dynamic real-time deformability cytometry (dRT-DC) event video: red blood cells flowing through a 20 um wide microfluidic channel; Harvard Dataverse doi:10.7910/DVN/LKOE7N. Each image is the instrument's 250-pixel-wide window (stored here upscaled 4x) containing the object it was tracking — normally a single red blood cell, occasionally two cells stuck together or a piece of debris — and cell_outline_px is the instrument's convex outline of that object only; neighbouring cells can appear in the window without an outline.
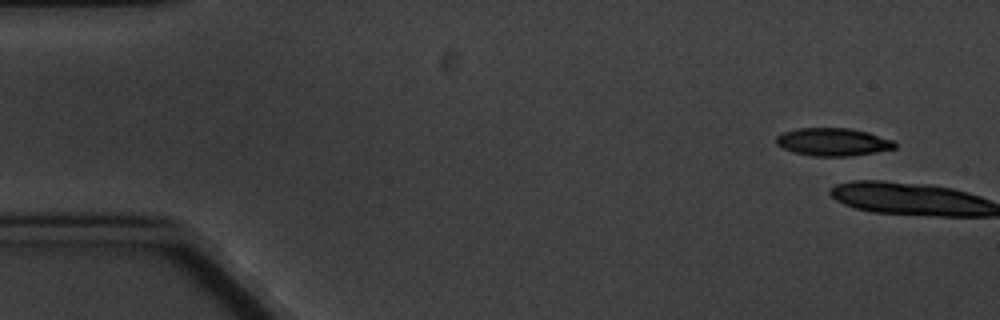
{"species": "common noctule bat (a hibernating species)", "species_latin": "Nyctalus noctula", "temperature_condition": "cold", "stored_images_in_passage": 6, "camera_frame_rate_fps": 3000, "um_per_image_px": 0.085, "animal": {"sex": "male", "body_mass_g": 20.1, "forearm_length_mm": 53.5}, "frame": {"image": 1, "passage_image": 1, "time_ms": 0.0, "image_size_px": [1000, 320], "cell_outline_px": [[896, 148], [852, 156], [812, 156], [792, 152], [776, 144], [776, 136], [780, 132], [796, 128], [852, 128], [868, 132], [892, 140], [896, 144]], "centroid_in_image_um": [70.76, 12.06], "position_along_channel_um": 14.2, "area_um2": 19.36}}
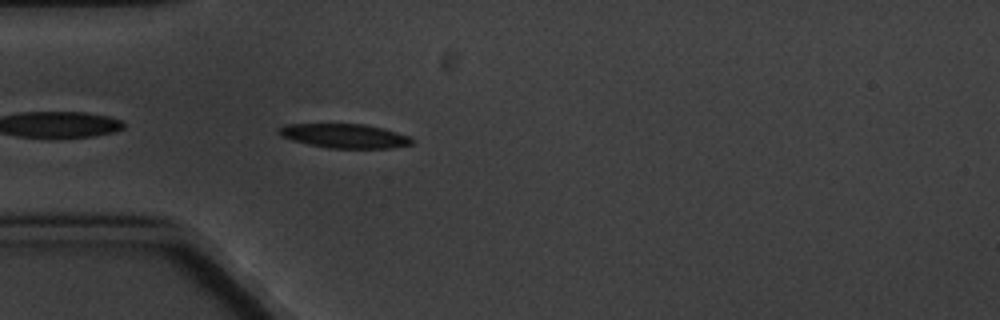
{"frame": {"image": 2, "passage_image": 6, "time_ms": 6.0, "image_size_px": [1000, 320], "cell_outline_px": [[412, 144], [392, 148], [328, 148], [308, 144], [292, 140], [276, 132], [276, 128], [288, 124], [364, 124], [384, 128], [408, 136], [412, 140]], "centroid_in_image_um": [29.27, 11.55], "position_along_channel_um": 55.7, "area_um2": 18.67}}